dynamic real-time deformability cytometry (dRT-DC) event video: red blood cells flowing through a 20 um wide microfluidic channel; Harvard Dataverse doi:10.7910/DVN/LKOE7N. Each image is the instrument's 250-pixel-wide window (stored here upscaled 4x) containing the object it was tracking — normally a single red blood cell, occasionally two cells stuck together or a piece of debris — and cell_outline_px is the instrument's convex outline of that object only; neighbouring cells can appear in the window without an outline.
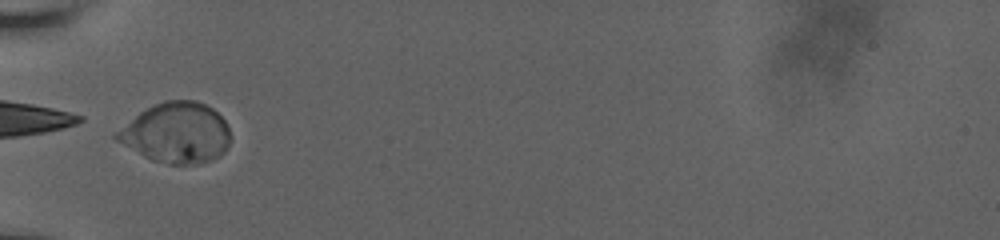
{"species": "human", "species_latin": "Homo sapiens", "temperature_condition": "room temperature", "stored_images_in_passage": 38, "camera_frame_rate_fps": 3000, "um_per_image_px": 0.085, "donor": {"sex": "male"}, "frame": {"image": 1, "passage_image": 1, "time_ms": 0.0, "image_size_px": [1000, 240], "cell_outline_px": [[232, 136], [224, 152], [220, 156], [212, 160], [188, 164], [168, 164], [152, 160], [144, 156], [116, 140], [112, 136], [116, 132], [140, 112], [164, 100], [196, 100], [212, 108], [224, 120]], "centroid_in_image_um": [15.02, 11.29], "position_along_channel_um": 70.0, "area_um2": 39.65}}
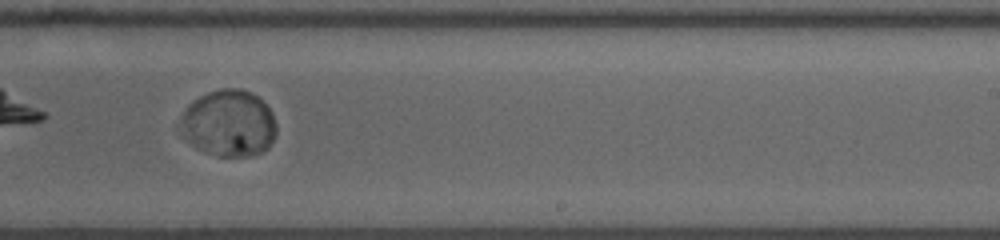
{"frame": {"image": 2, "passage_image": 18, "time_ms": 5.667, "image_size_px": [1000, 240], "cell_outline_px": [[276, 136], [268, 148], [252, 156], [220, 156], [204, 152], [196, 148], [192, 144], [176, 124], [188, 104], [192, 100], [208, 92], [220, 88], [240, 88], [252, 92], [272, 112], [276, 124]], "centroid_in_image_um": [19.43, 10.47], "position_along_channel_um": 269.6, "area_um2": 37.63}}
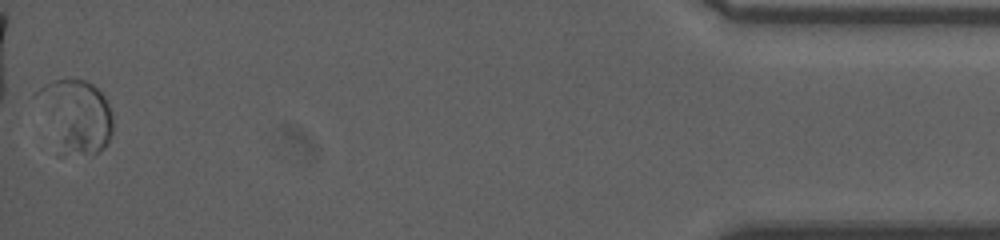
{"frame": {"image": 3, "passage_image": 38, "time_ms": 12.333, "image_size_px": [1000, 240], "cell_outline_px": [[112, 132], [104, 148], [100, 152], [64, 152], [36, 92], [44, 84], [56, 80], [84, 80], [92, 84], [104, 96], [108, 104], [112, 116]], "centroid_in_image_um": [6.56, 9.76], "position_along_channel_um": 428.6, "area_um2": 29.65}, "authors_computed_cell_mechanics": {"area_um2": 37.57, "velocity_mm_per_s": 3.5788, "shape_relaxation_time_tau1_ms": 2.7666, "shape_relaxation_time_tau2_ms": null, "deformation_change_tau1": 0.0512, "deformation_change_tau2": null}}